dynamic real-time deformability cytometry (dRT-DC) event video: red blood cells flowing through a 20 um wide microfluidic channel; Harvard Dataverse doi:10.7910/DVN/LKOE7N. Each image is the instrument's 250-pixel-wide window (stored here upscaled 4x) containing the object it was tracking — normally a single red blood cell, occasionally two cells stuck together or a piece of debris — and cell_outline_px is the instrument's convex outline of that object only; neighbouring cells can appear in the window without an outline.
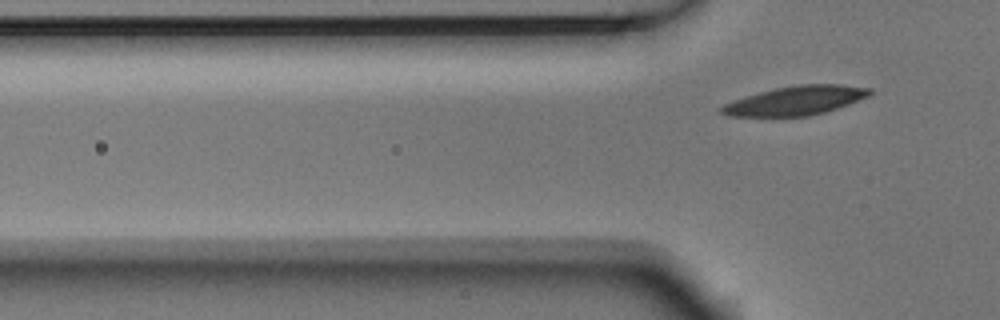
{"species": "Egyptian fruit bat (a non-hibernating species)", "species_latin": "Rousettus aegyptiacus", "temperature_condition": "room temperature", "stored_images_in_passage": 6, "camera_frame_rate_fps": 3000, "um_per_image_px": 0.085, "animal": {"sex": "male"}, "frame": {"image": 1, "passage_image": 6, "time_ms": 1.667, "image_size_px": [1000, 320], "cell_outline_px": [[872, 92], [868, 96], [848, 104], [824, 112], [808, 116], [728, 116], [720, 112], [720, 108], [724, 104], [760, 92], [776, 88], [800, 84], [840, 84], [872, 88]], "centroid_in_image_um": [67.66, 8.54], "position_along_channel_um": 58.1, "area_um2": 24.68}}